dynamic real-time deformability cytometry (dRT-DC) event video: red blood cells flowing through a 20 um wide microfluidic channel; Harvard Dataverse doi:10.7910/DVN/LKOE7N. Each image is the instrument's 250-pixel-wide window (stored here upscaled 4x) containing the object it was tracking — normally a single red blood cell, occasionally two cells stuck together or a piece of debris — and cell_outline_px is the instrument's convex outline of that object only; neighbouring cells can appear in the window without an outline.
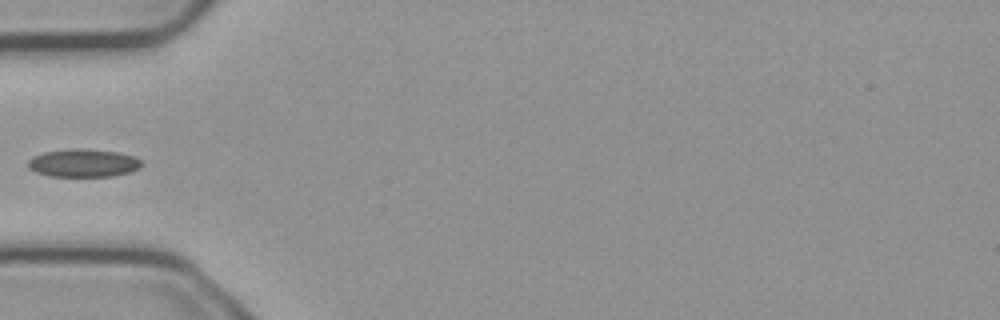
{"species": "common noctule bat (a hibernating species)", "species_latin": "Nyctalus noctula", "temperature_condition": "cold", "stored_images_in_passage": 4, "camera_frame_rate_fps": 3000, "um_per_image_px": 0.085, "animal": {"sex": "male", "body_mass_g": 23.1, "forearm_length_mm": 52.7}, "frame": {"image": 1, "passage_image": 4, "time_ms": 1.0, "image_size_px": [1000, 320], "cell_outline_px": [[144, 164], [140, 168], [128, 172], [112, 176], [48, 176], [36, 172], [28, 168], [28, 160], [32, 156], [44, 152], [72, 148], [80, 148], [120, 152], [136, 156]], "centroid_in_image_um": [7.09, 13.84], "position_along_channel_um": 77.9, "area_um2": 18.73}}